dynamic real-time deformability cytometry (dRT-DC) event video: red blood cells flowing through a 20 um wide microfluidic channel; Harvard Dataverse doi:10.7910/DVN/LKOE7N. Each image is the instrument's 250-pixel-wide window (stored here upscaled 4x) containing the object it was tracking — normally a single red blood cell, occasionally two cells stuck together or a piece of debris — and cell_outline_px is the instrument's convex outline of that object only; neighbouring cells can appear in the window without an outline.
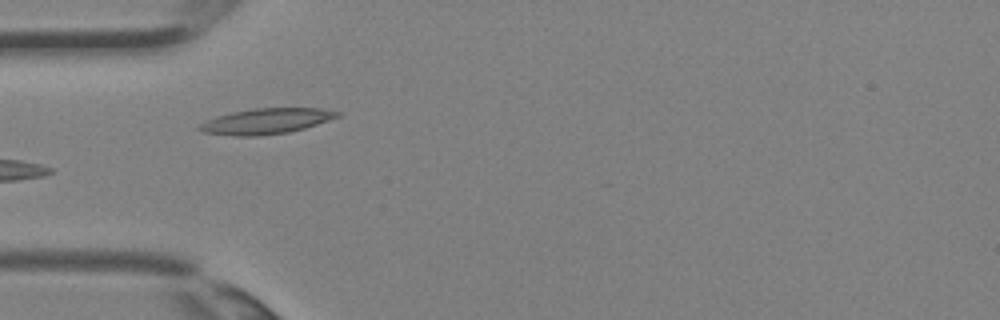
{"species": "Egyptian fruit bat (a non-hibernating species)", "species_latin": "Rousettus aegyptiacus", "temperature_condition": "room temperature", "stored_images_in_passage": 3, "camera_frame_rate_fps": 3000, "um_per_image_px": 0.085, "animal": {"sex": "female"}, "frame": {"image": 1, "passage_image": 3, "time_ms": 0.667, "image_size_px": [1000, 320], "cell_outline_px": [[340, 116], [304, 128], [288, 132], [256, 136], [232, 136], [204, 132], [196, 128], [200, 124], [216, 116], [232, 112], [252, 108], [320, 108], [340, 112]], "centroid_in_image_um": [22.6, 10.3], "position_along_channel_um": 62.4, "area_um2": 20.4}}